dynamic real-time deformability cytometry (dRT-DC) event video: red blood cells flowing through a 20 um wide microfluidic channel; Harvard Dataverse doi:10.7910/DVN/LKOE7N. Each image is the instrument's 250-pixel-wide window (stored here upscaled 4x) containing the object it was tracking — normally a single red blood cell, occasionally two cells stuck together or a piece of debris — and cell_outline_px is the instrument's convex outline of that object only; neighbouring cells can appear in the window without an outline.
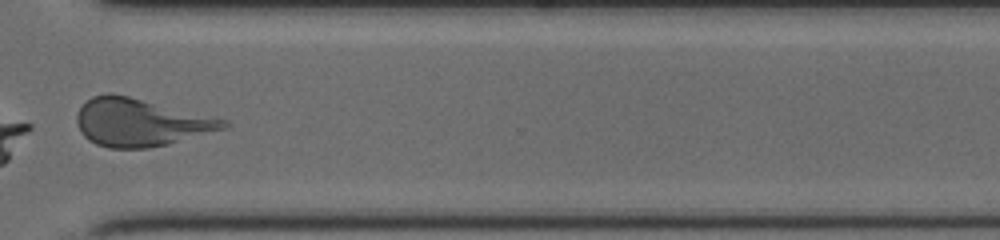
{"species": "human", "species_latin": "Homo sapiens", "temperature_condition": "cold", "stored_images_in_passage": 49, "camera_frame_rate_fps": 3000, "um_per_image_px": 0.085, "donor": {"sex": "female"}, "frame": {"image": 1, "passage_image": 38, "time_ms": 12.333, "image_size_px": [1000, 240], "cell_outline_px": [[232, 124], [228, 128], [168, 144], [148, 148], [108, 148], [96, 144], [88, 140], [80, 132], [76, 124], [76, 116], [80, 108], [92, 96], [108, 92], [112, 92], [228, 120]], "centroid_in_image_um": [11.94, 10.41], "position_along_channel_um": 358.7, "area_um2": 40.92}}